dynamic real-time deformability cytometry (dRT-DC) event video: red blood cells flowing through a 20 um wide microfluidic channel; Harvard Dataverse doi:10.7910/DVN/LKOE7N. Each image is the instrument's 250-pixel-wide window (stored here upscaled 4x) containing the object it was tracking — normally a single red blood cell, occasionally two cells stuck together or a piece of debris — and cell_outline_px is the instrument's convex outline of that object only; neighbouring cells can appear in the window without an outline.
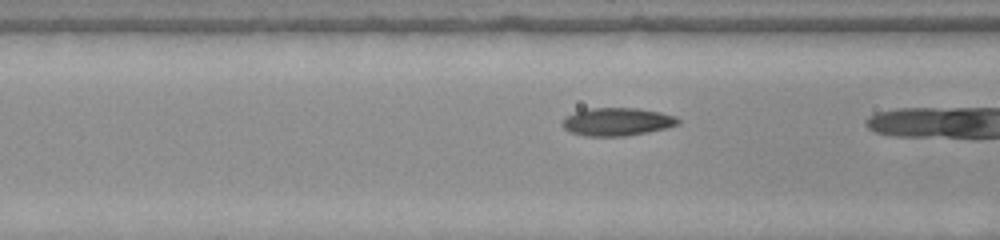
{"species": "common noctule bat (a hibernating species)", "species_latin": "Nyctalus noctula", "temperature_condition": "warm", "stored_images_in_passage": 11, "camera_frame_rate_fps": 3000, "um_per_image_px": 0.085, "animal": {"sex": "female", "body_mass_g": 22.0, "forearm_length_mm": 56.7}, "frame": {"image": 1, "passage_image": 10, "time_ms": 3.0, "image_size_px": [1000, 240], "cell_outline_px": [[680, 124], [648, 132], [624, 136], [584, 136], [568, 132], [560, 124], [568, 116], [576, 112], [592, 108], [636, 108], [660, 112], [676, 116], [680, 120]], "centroid_in_image_um": [52.46, 10.36], "position_along_channel_um": 114.1, "area_um2": 18.79}}